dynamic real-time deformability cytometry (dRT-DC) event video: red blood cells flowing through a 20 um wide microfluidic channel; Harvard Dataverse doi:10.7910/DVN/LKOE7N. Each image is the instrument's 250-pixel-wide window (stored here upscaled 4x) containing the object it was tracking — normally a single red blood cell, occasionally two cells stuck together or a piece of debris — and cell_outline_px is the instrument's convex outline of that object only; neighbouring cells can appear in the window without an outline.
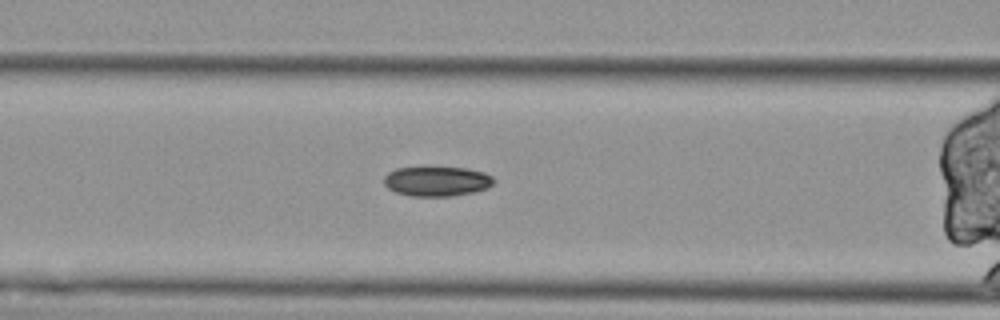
{"species": "Egyptian fruit bat (a non-hibernating species)", "species_latin": "Rousettus aegyptiacus", "temperature_condition": "cold", "stored_images_in_passage": 47, "camera_frame_rate_fps": 3000, "um_per_image_px": 0.085, "animal": {"sex": "female"}, "frame": {"image": 1, "passage_image": 20, "time_ms": 6.333, "image_size_px": [1000, 320], "cell_outline_px": [[496, 180], [488, 188], [472, 192], [452, 196], [412, 196], [396, 192], [388, 188], [384, 184], [384, 176], [388, 172], [396, 168], [468, 168], [484, 172], [492, 176]], "centroid_in_image_um": [37.14, 15.41], "position_along_channel_um": 129.5, "area_um2": 18.96}}
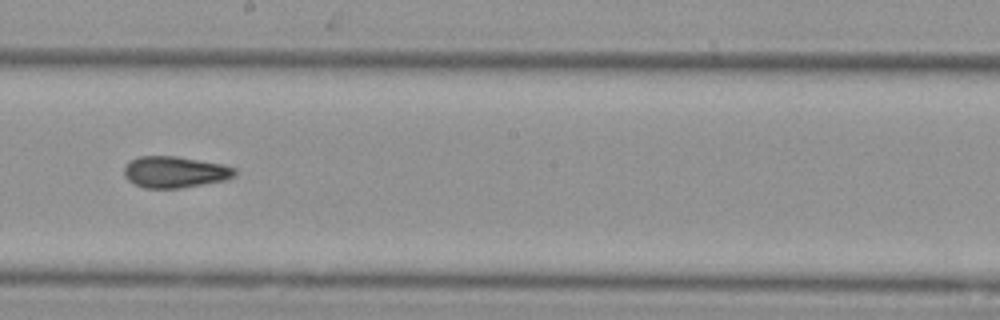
{"frame": {"image": 2, "passage_image": 29, "time_ms": 9.333, "image_size_px": [1000, 320], "cell_outline_px": [[236, 176], [224, 180], [180, 188], [144, 188], [132, 184], [124, 176], [124, 168], [132, 160], [140, 156], [176, 156], [224, 164], [236, 168]], "centroid_in_image_um": [14.87, 14.62], "position_along_channel_um": 233.3, "area_um2": 20.29}}
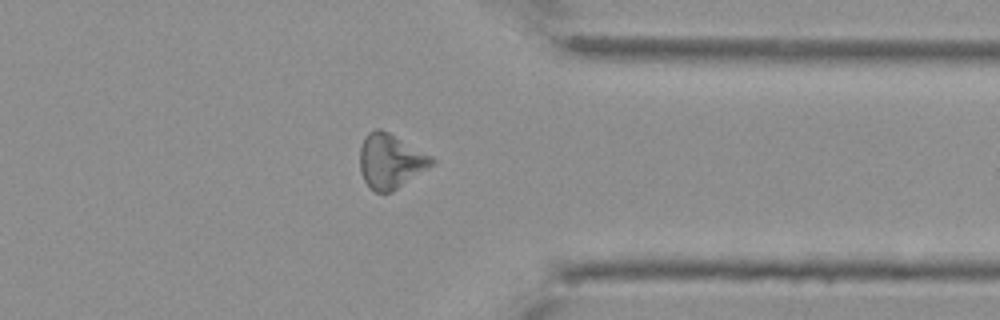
{"frame": {"image": 3, "passage_image": 42, "time_ms": 13.667, "image_size_px": [1000, 320], "cell_outline_px": [[436, 160], [432, 164], [392, 192], [376, 192], [364, 180], [360, 172], [360, 148], [368, 132], [376, 128], [380, 128], [388, 132], [432, 156]], "centroid_in_image_um": [33.17, 13.68], "position_along_channel_um": 378.2, "area_um2": 22.37}}